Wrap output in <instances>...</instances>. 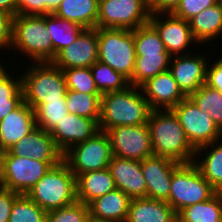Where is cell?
I'll return each instance as SVG.
<instances>
[{
	"instance_id": "obj_1",
	"label": "cell",
	"mask_w": 222,
	"mask_h": 222,
	"mask_svg": "<svg viewBox=\"0 0 222 222\" xmlns=\"http://www.w3.org/2000/svg\"><path fill=\"white\" fill-rule=\"evenodd\" d=\"M153 155L179 163L193 162L196 149L189 142L172 109L152 110L147 122Z\"/></svg>"
},
{
	"instance_id": "obj_2",
	"label": "cell",
	"mask_w": 222,
	"mask_h": 222,
	"mask_svg": "<svg viewBox=\"0 0 222 222\" xmlns=\"http://www.w3.org/2000/svg\"><path fill=\"white\" fill-rule=\"evenodd\" d=\"M152 109L140 87L107 92L101 96L99 129L106 132L117 126L147 124Z\"/></svg>"
},
{
	"instance_id": "obj_3",
	"label": "cell",
	"mask_w": 222,
	"mask_h": 222,
	"mask_svg": "<svg viewBox=\"0 0 222 222\" xmlns=\"http://www.w3.org/2000/svg\"><path fill=\"white\" fill-rule=\"evenodd\" d=\"M12 48V49H11ZM11 66L16 61L14 56L19 54L25 61L52 62L54 60V49L50 34L46 27V15H16L12 19V41L10 47ZM14 51V53H13ZM14 58V59H13ZM29 59V60H28Z\"/></svg>"
},
{
	"instance_id": "obj_4",
	"label": "cell",
	"mask_w": 222,
	"mask_h": 222,
	"mask_svg": "<svg viewBox=\"0 0 222 222\" xmlns=\"http://www.w3.org/2000/svg\"><path fill=\"white\" fill-rule=\"evenodd\" d=\"M23 63L24 69L23 66L16 68L21 72L24 102L33 110L43 103L66 97L67 85L62 69L53 62Z\"/></svg>"
},
{
	"instance_id": "obj_5",
	"label": "cell",
	"mask_w": 222,
	"mask_h": 222,
	"mask_svg": "<svg viewBox=\"0 0 222 222\" xmlns=\"http://www.w3.org/2000/svg\"><path fill=\"white\" fill-rule=\"evenodd\" d=\"M44 211L74 203L76 199V177L62 160L47 173L26 194Z\"/></svg>"
},
{
	"instance_id": "obj_6",
	"label": "cell",
	"mask_w": 222,
	"mask_h": 222,
	"mask_svg": "<svg viewBox=\"0 0 222 222\" xmlns=\"http://www.w3.org/2000/svg\"><path fill=\"white\" fill-rule=\"evenodd\" d=\"M98 61L130 80L136 61L134 30L98 28Z\"/></svg>"
},
{
	"instance_id": "obj_7",
	"label": "cell",
	"mask_w": 222,
	"mask_h": 222,
	"mask_svg": "<svg viewBox=\"0 0 222 222\" xmlns=\"http://www.w3.org/2000/svg\"><path fill=\"white\" fill-rule=\"evenodd\" d=\"M216 193L193 162L181 163L172 174L169 199L166 202L178 214L185 207L207 201Z\"/></svg>"
},
{
	"instance_id": "obj_8",
	"label": "cell",
	"mask_w": 222,
	"mask_h": 222,
	"mask_svg": "<svg viewBox=\"0 0 222 222\" xmlns=\"http://www.w3.org/2000/svg\"><path fill=\"white\" fill-rule=\"evenodd\" d=\"M148 0H99L96 28L134 30L149 23Z\"/></svg>"
},
{
	"instance_id": "obj_9",
	"label": "cell",
	"mask_w": 222,
	"mask_h": 222,
	"mask_svg": "<svg viewBox=\"0 0 222 222\" xmlns=\"http://www.w3.org/2000/svg\"><path fill=\"white\" fill-rule=\"evenodd\" d=\"M112 156L108 134L99 131L85 142L69 148L63 154V161L77 177L89 171L108 168Z\"/></svg>"
},
{
	"instance_id": "obj_10",
	"label": "cell",
	"mask_w": 222,
	"mask_h": 222,
	"mask_svg": "<svg viewBox=\"0 0 222 222\" xmlns=\"http://www.w3.org/2000/svg\"><path fill=\"white\" fill-rule=\"evenodd\" d=\"M0 154L3 187L18 194H27L51 167L60 163L40 162L34 158L14 156L9 151Z\"/></svg>"
},
{
	"instance_id": "obj_11",
	"label": "cell",
	"mask_w": 222,
	"mask_h": 222,
	"mask_svg": "<svg viewBox=\"0 0 222 222\" xmlns=\"http://www.w3.org/2000/svg\"><path fill=\"white\" fill-rule=\"evenodd\" d=\"M191 145L197 149L222 138V131L212 118L186 97L173 109Z\"/></svg>"
},
{
	"instance_id": "obj_12",
	"label": "cell",
	"mask_w": 222,
	"mask_h": 222,
	"mask_svg": "<svg viewBox=\"0 0 222 222\" xmlns=\"http://www.w3.org/2000/svg\"><path fill=\"white\" fill-rule=\"evenodd\" d=\"M149 23L156 29L166 50L172 56L187 55L196 51L195 46L200 47L192 35L189 21L172 13H151Z\"/></svg>"
},
{
	"instance_id": "obj_13",
	"label": "cell",
	"mask_w": 222,
	"mask_h": 222,
	"mask_svg": "<svg viewBox=\"0 0 222 222\" xmlns=\"http://www.w3.org/2000/svg\"><path fill=\"white\" fill-rule=\"evenodd\" d=\"M106 133L110 140L113 156L143 161L153 155L147 124L117 126L107 130Z\"/></svg>"
},
{
	"instance_id": "obj_14",
	"label": "cell",
	"mask_w": 222,
	"mask_h": 222,
	"mask_svg": "<svg viewBox=\"0 0 222 222\" xmlns=\"http://www.w3.org/2000/svg\"><path fill=\"white\" fill-rule=\"evenodd\" d=\"M198 50V51H197ZM196 52L187 55L172 56L169 71L188 97L196 92L206 82V68L210 56L207 51L203 54L198 47Z\"/></svg>"
},
{
	"instance_id": "obj_15",
	"label": "cell",
	"mask_w": 222,
	"mask_h": 222,
	"mask_svg": "<svg viewBox=\"0 0 222 222\" xmlns=\"http://www.w3.org/2000/svg\"><path fill=\"white\" fill-rule=\"evenodd\" d=\"M98 60V28L85 29L52 61L58 68L91 67Z\"/></svg>"
},
{
	"instance_id": "obj_16",
	"label": "cell",
	"mask_w": 222,
	"mask_h": 222,
	"mask_svg": "<svg viewBox=\"0 0 222 222\" xmlns=\"http://www.w3.org/2000/svg\"><path fill=\"white\" fill-rule=\"evenodd\" d=\"M181 163L167 157L152 155L141 161L147 187V198L167 201L172 174Z\"/></svg>"
},
{
	"instance_id": "obj_17",
	"label": "cell",
	"mask_w": 222,
	"mask_h": 222,
	"mask_svg": "<svg viewBox=\"0 0 222 222\" xmlns=\"http://www.w3.org/2000/svg\"><path fill=\"white\" fill-rule=\"evenodd\" d=\"M140 89L152 110L173 109L187 97L169 70L147 80Z\"/></svg>"
},
{
	"instance_id": "obj_18",
	"label": "cell",
	"mask_w": 222,
	"mask_h": 222,
	"mask_svg": "<svg viewBox=\"0 0 222 222\" xmlns=\"http://www.w3.org/2000/svg\"><path fill=\"white\" fill-rule=\"evenodd\" d=\"M99 131V124L95 120L68 113L50 135L56 147L64 154L72 146L85 142Z\"/></svg>"
},
{
	"instance_id": "obj_19",
	"label": "cell",
	"mask_w": 222,
	"mask_h": 222,
	"mask_svg": "<svg viewBox=\"0 0 222 222\" xmlns=\"http://www.w3.org/2000/svg\"><path fill=\"white\" fill-rule=\"evenodd\" d=\"M108 169L116 188L122 190L131 199L147 197L141 161L112 156Z\"/></svg>"
},
{
	"instance_id": "obj_20",
	"label": "cell",
	"mask_w": 222,
	"mask_h": 222,
	"mask_svg": "<svg viewBox=\"0 0 222 222\" xmlns=\"http://www.w3.org/2000/svg\"><path fill=\"white\" fill-rule=\"evenodd\" d=\"M8 151L14 156L34 158L40 162L63 160V154L56 147L50 132L37 127Z\"/></svg>"
},
{
	"instance_id": "obj_21",
	"label": "cell",
	"mask_w": 222,
	"mask_h": 222,
	"mask_svg": "<svg viewBox=\"0 0 222 222\" xmlns=\"http://www.w3.org/2000/svg\"><path fill=\"white\" fill-rule=\"evenodd\" d=\"M35 128L34 110L23 101L0 121V153L11 149Z\"/></svg>"
},
{
	"instance_id": "obj_22",
	"label": "cell",
	"mask_w": 222,
	"mask_h": 222,
	"mask_svg": "<svg viewBox=\"0 0 222 222\" xmlns=\"http://www.w3.org/2000/svg\"><path fill=\"white\" fill-rule=\"evenodd\" d=\"M130 201L128 195L116 188L88 205L90 219L100 222H126Z\"/></svg>"
},
{
	"instance_id": "obj_23",
	"label": "cell",
	"mask_w": 222,
	"mask_h": 222,
	"mask_svg": "<svg viewBox=\"0 0 222 222\" xmlns=\"http://www.w3.org/2000/svg\"><path fill=\"white\" fill-rule=\"evenodd\" d=\"M177 213L166 201L131 199L126 222H177Z\"/></svg>"
},
{
	"instance_id": "obj_24",
	"label": "cell",
	"mask_w": 222,
	"mask_h": 222,
	"mask_svg": "<svg viewBox=\"0 0 222 222\" xmlns=\"http://www.w3.org/2000/svg\"><path fill=\"white\" fill-rule=\"evenodd\" d=\"M193 163L212 187L222 192V138L197 148Z\"/></svg>"
},
{
	"instance_id": "obj_25",
	"label": "cell",
	"mask_w": 222,
	"mask_h": 222,
	"mask_svg": "<svg viewBox=\"0 0 222 222\" xmlns=\"http://www.w3.org/2000/svg\"><path fill=\"white\" fill-rule=\"evenodd\" d=\"M189 24L194 39L209 48L213 41L222 38V8L218 3L206 8L192 17Z\"/></svg>"
},
{
	"instance_id": "obj_26",
	"label": "cell",
	"mask_w": 222,
	"mask_h": 222,
	"mask_svg": "<svg viewBox=\"0 0 222 222\" xmlns=\"http://www.w3.org/2000/svg\"><path fill=\"white\" fill-rule=\"evenodd\" d=\"M114 189L116 186L108 168L89 171L76 177V199L87 205Z\"/></svg>"
},
{
	"instance_id": "obj_27",
	"label": "cell",
	"mask_w": 222,
	"mask_h": 222,
	"mask_svg": "<svg viewBox=\"0 0 222 222\" xmlns=\"http://www.w3.org/2000/svg\"><path fill=\"white\" fill-rule=\"evenodd\" d=\"M11 67L7 63L0 69V121L24 101L20 69L15 74Z\"/></svg>"
},
{
	"instance_id": "obj_28",
	"label": "cell",
	"mask_w": 222,
	"mask_h": 222,
	"mask_svg": "<svg viewBox=\"0 0 222 222\" xmlns=\"http://www.w3.org/2000/svg\"><path fill=\"white\" fill-rule=\"evenodd\" d=\"M99 0H62L55 15L78 23L85 29L96 28Z\"/></svg>"
},
{
	"instance_id": "obj_29",
	"label": "cell",
	"mask_w": 222,
	"mask_h": 222,
	"mask_svg": "<svg viewBox=\"0 0 222 222\" xmlns=\"http://www.w3.org/2000/svg\"><path fill=\"white\" fill-rule=\"evenodd\" d=\"M46 27L54 49V59L62 49L70 45L85 30L78 23L64 20L55 14L46 15Z\"/></svg>"
},
{
	"instance_id": "obj_30",
	"label": "cell",
	"mask_w": 222,
	"mask_h": 222,
	"mask_svg": "<svg viewBox=\"0 0 222 222\" xmlns=\"http://www.w3.org/2000/svg\"><path fill=\"white\" fill-rule=\"evenodd\" d=\"M177 218L178 222H222V192L207 201L185 207Z\"/></svg>"
},
{
	"instance_id": "obj_31",
	"label": "cell",
	"mask_w": 222,
	"mask_h": 222,
	"mask_svg": "<svg viewBox=\"0 0 222 222\" xmlns=\"http://www.w3.org/2000/svg\"><path fill=\"white\" fill-rule=\"evenodd\" d=\"M171 58L172 55L170 54H144V56H136L135 67L129 84L140 87L157 74L169 70Z\"/></svg>"
},
{
	"instance_id": "obj_32",
	"label": "cell",
	"mask_w": 222,
	"mask_h": 222,
	"mask_svg": "<svg viewBox=\"0 0 222 222\" xmlns=\"http://www.w3.org/2000/svg\"><path fill=\"white\" fill-rule=\"evenodd\" d=\"M102 94H87L67 89L66 106L68 113L93 119L99 124Z\"/></svg>"
},
{
	"instance_id": "obj_33",
	"label": "cell",
	"mask_w": 222,
	"mask_h": 222,
	"mask_svg": "<svg viewBox=\"0 0 222 222\" xmlns=\"http://www.w3.org/2000/svg\"><path fill=\"white\" fill-rule=\"evenodd\" d=\"M188 97L200 110L209 115L222 131V94L217 89L204 84Z\"/></svg>"
},
{
	"instance_id": "obj_34",
	"label": "cell",
	"mask_w": 222,
	"mask_h": 222,
	"mask_svg": "<svg viewBox=\"0 0 222 222\" xmlns=\"http://www.w3.org/2000/svg\"><path fill=\"white\" fill-rule=\"evenodd\" d=\"M90 69L96 87L101 94L122 91L130 86L129 80L126 77L98 60L90 67Z\"/></svg>"
},
{
	"instance_id": "obj_35",
	"label": "cell",
	"mask_w": 222,
	"mask_h": 222,
	"mask_svg": "<svg viewBox=\"0 0 222 222\" xmlns=\"http://www.w3.org/2000/svg\"><path fill=\"white\" fill-rule=\"evenodd\" d=\"M34 114L36 127L51 132L68 114L66 100L61 98L43 103L34 110Z\"/></svg>"
},
{
	"instance_id": "obj_36",
	"label": "cell",
	"mask_w": 222,
	"mask_h": 222,
	"mask_svg": "<svg viewBox=\"0 0 222 222\" xmlns=\"http://www.w3.org/2000/svg\"><path fill=\"white\" fill-rule=\"evenodd\" d=\"M134 43L136 56L169 54L156 29L150 23L134 29Z\"/></svg>"
},
{
	"instance_id": "obj_37",
	"label": "cell",
	"mask_w": 222,
	"mask_h": 222,
	"mask_svg": "<svg viewBox=\"0 0 222 222\" xmlns=\"http://www.w3.org/2000/svg\"><path fill=\"white\" fill-rule=\"evenodd\" d=\"M47 212L26 194H20L14 201L9 222H46Z\"/></svg>"
},
{
	"instance_id": "obj_38",
	"label": "cell",
	"mask_w": 222,
	"mask_h": 222,
	"mask_svg": "<svg viewBox=\"0 0 222 222\" xmlns=\"http://www.w3.org/2000/svg\"><path fill=\"white\" fill-rule=\"evenodd\" d=\"M67 89L87 94H101L95 84L90 67L62 70Z\"/></svg>"
},
{
	"instance_id": "obj_39",
	"label": "cell",
	"mask_w": 222,
	"mask_h": 222,
	"mask_svg": "<svg viewBox=\"0 0 222 222\" xmlns=\"http://www.w3.org/2000/svg\"><path fill=\"white\" fill-rule=\"evenodd\" d=\"M89 219V206L76 200L63 208L47 212L46 222H87Z\"/></svg>"
},
{
	"instance_id": "obj_40",
	"label": "cell",
	"mask_w": 222,
	"mask_h": 222,
	"mask_svg": "<svg viewBox=\"0 0 222 222\" xmlns=\"http://www.w3.org/2000/svg\"><path fill=\"white\" fill-rule=\"evenodd\" d=\"M217 3L218 0H180L171 13L176 17L189 21L202 10L212 7Z\"/></svg>"
},
{
	"instance_id": "obj_41",
	"label": "cell",
	"mask_w": 222,
	"mask_h": 222,
	"mask_svg": "<svg viewBox=\"0 0 222 222\" xmlns=\"http://www.w3.org/2000/svg\"><path fill=\"white\" fill-rule=\"evenodd\" d=\"M216 54L218 58H215L212 62V58L210 57L208 62L205 84L211 88L217 89L222 94V56H219L220 52L218 51Z\"/></svg>"
},
{
	"instance_id": "obj_42",
	"label": "cell",
	"mask_w": 222,
	"mask_h": 222,
	"mask_svg": "<svg viewBox=\"0 0 222 222\" xmlns=\"http://www.w3.org/2000/svg\"><path fill=\"white\" fill-rule=\"evenodd\" d=\"M12 19V15L0 11V54L3 56L5 54V56L7 54L9 56L8 50H10L12 41ZM2 51L6 53L2 54Z\"/></svg>"
},
{
	"instance_id": "obj_43",
	"label": "cell",
	"mask_w": 222,
	"mask_h": 222,
	"mask_svg": "<svg viewBox=\"0 0 222 222\" xmlns=\"http://www.w3.org/2000/svg\"><path fill=\"white\" fill-rule=\"evenodd\" d=\"M16 15H46V0H17Z\"/></svg>"
},
{
	"instance_id": "obj_44",
	"label": "cell",
	"mask_w": 222,
	"mask_h": 222,
	"mask_svg": "<svg viewBox=\"0 0 222 222\" xmlns=\"http://www.w3.org/2000/svg\"><path fill=\"white\" fill-rule=\"evenodd\" d=\"M19 195L4 187L0 189V222H9L13 203Z\"/></svg>"
},
{
	"instance_id": "obj_45",
	"label": "cell",
	"mask_w": 222,
	"mask_h": 222,
	"mask_svg": "<svg viewBox=\"0 0 222 222\" xmlns=\"http://www.w3.org/2000/svg\"><path fill=\"white\" fill-rule=\"evenodd\" d=\"M180 0H148L151 13H171Z\"/></svg>"
},
{
	"instance_id": "obj_46",
	"label": "cell",
	"mask_w": 222,
	"mask_h": 222,
	"mask_svg": "<svg viewBox=\"0 0 222 222\" xmlns=\"http://www.w3.org/2000/svg\"><path fill=\"white\" fill-rule=\"evenodd\" d=\"M17 0H0V11L16 16Z\"/></svg>"
},
{
	"instance_id": "obj_47",
	"label": "cell",
	"mask_w": 222,
	"mask_h": 222,
	"mask_svg": "<svg viewBox=\"0 0 222 222\" xmlns=\"http://www.w3.org/2000/svg\"><path fill=\"white\" fill-rule=\"evenodd\" d=\"M62 0H46V15L54 14Z\"/></svg>"
},
{
	"instance_id": "obj_48",
	"label": "cell",
	"mask_w": 222,
	"mask_h": 222,
	"mask_svg": "<svg viewBox=\"0 0 222 222\" xmlns=\"http://www.w3.org/2000/svg\"><path fill=\"white\" fill-rule=\"evenodd\" d=\"M3 188V170H2V158L0 154V189Z\"/></svg>"
},
{
	"instance_id": "obj_49",
	"label": "cell",
	"mask_w": 222,
	"mask_h": 222,
	"mask_svg": "<svg viewBox=\"0 0 222 222\" xmlns=\"http://www.w3.org/2000/svg\"><path fill=\"white\" fill-rule=\"evenodd\" d=\"M1 57H3V56L0 55V63H7V60H5V61H6V62H5ZM1 59H2V60H1ZM2 61H3V62H2Z\"/></svg>"
},
{
	"instance_id": "obj_50",
	"label": "cell",
	"mask_w": 222,
	"mask_h": 222,
	"mask_svg": "<svg viewBox=\"0 0 222 222\" xmlns=\"http://www.w3.org/2000/svg\"><path fill=\"white\" fill-rule=\"evenodd\" d=\"M6 63H0V69H2L5 66Z\"/></svg>"
},
{
	"instance_id": "obj_51",
	"label": "cell",
	"mask_w": 222,
	"mask_h": 222,
	"mask_svg": "<svg viewBox=\"0 0 222 222\" xmlns=\"http://www.w3.org/2000/svg\"><path fill=\"white\" fill-rule=\"evenodd\" d=\"M218 4H219L220 7L222 8V0H218Z\"/></svg>"
},
{
	"instance_id": "obj_52",
	"label": "cell",
	"mask_w": 222,
	"mask_h": 222,
	"mask_svg": "<svg viewBox=\"0 0 222 222\" xmlns=\"http://www.w3.org/2000/svg\"><path fill=\"white\" fill-rule=\"evenodd\" d=\"M87 222H100V221H95V220L89 219Z\"/></svg>"
}]
</instances>
